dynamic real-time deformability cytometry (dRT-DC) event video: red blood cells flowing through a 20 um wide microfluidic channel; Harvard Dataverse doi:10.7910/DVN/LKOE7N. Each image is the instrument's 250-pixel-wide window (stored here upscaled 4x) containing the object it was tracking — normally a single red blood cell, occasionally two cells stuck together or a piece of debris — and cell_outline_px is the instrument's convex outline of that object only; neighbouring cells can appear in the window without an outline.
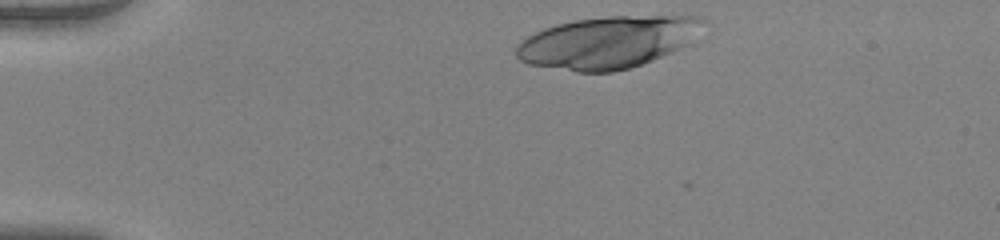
{"species": "human", "species_latin": "Homo sapiens", "temperature_condition": "warm", "stored_images_in_passage": 38, "camera_frame_rate_fps": 3000, "um_per_image_px": 0.085, "donor": {"sex": "female"}, "frame": {"image": 1, "passage_image": 1, "time_ms": 0.0, "image_size_px": [1000, 240], "cell_outline_px": [[708, 20], [692, 44], [652, 60], [628, 68], [612, 72], [576, 72], [528, 64], [520, 60], [516, 56], [516, 44], [520, 40], [544, 28], [556, 24], [572, 20], [608, 16], [704, 16]], "centroid_in_image_um": [51.71, 3.58], "position_along_channel_um": 33.3, "area_um2": 57.28}}